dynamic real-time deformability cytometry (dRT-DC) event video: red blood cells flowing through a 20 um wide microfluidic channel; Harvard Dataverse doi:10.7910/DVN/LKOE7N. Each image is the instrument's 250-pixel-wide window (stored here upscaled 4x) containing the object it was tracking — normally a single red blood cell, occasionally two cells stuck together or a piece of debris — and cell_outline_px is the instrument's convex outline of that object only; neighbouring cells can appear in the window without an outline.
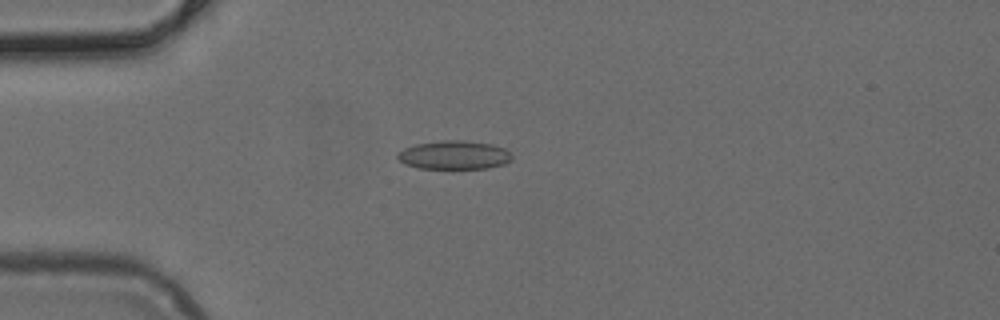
{"species": "common noctule bat (a hibernating species)", "species_latin": "Nyctalus noctula", "temperature_condition": "cold", "stored_images_in_passage": 36, "camera_frame_rate_fps": 3000, "um_per_image_px": 0.085, "animal": {"sex": "female", "body_mass_g": 24.6, "forearm_length_mm": 56.2}, "frame": {"image": 1, "passage_image": 5, "time_ms": 1.333, "image_size_px": [1000, 320], "cell_outline_px": [[512, 160], [504, 164], [488, 168], [452, 172], [420, 168], [404, 164], [396, 156], [396, 152], [404, 148], [416, 144], [444, 140], [460, 140], [492, 144], [504, 148], [512, 156]], "centroid_in_image_um": [38.58, 13.23], "position_along_channel_um": 46.4, "area_um2": 20.0}}
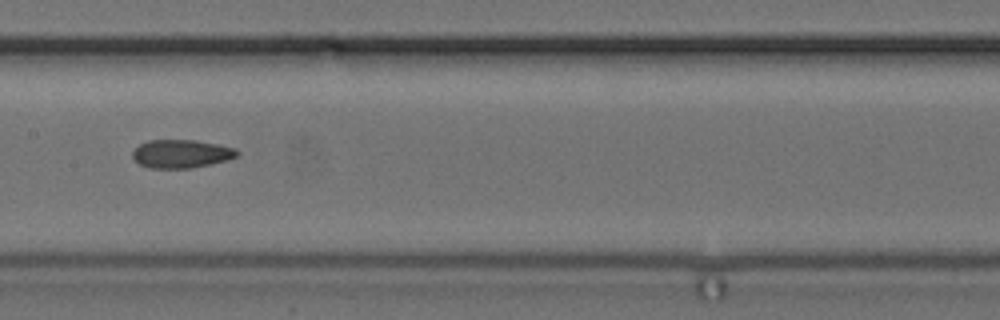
{"frame": {"image": 2, "passage_image": 17, "time_ms": 5.333, "image_size_px": [1000, 320], "cell_outline_px": [[240, 152], [236, 156], [228, 160], [212, 164], [192, 168], [148, 168], [140, 164], [132, 156], [132, 152], [140, 144], [148, 140], [196, 140], [220, 144], [236, 148]], "centroid_in_image_um": [15.45, 13.07], "position_along_channel_um": 192.0, "area_um2": 17.4}}
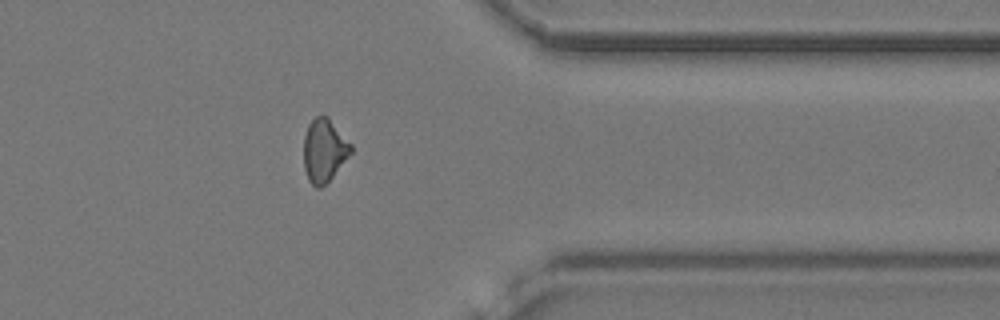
{"frame": {"image": 3, "passage_image": 32, "time_ms": 10.333, "image_size_px": [1000, 320], "cell_outline_px": [[352, 152], [332, 176], [320, 188], [316, 188], [308, 180], [304, 168], [304, 136], [308, 124], [316, 116], [328, 116], [352, 144]], "centroid_in_image_um": [27.55, 12.76], "position_along_channel_um": 383.9, "area_um2": 17.28}}